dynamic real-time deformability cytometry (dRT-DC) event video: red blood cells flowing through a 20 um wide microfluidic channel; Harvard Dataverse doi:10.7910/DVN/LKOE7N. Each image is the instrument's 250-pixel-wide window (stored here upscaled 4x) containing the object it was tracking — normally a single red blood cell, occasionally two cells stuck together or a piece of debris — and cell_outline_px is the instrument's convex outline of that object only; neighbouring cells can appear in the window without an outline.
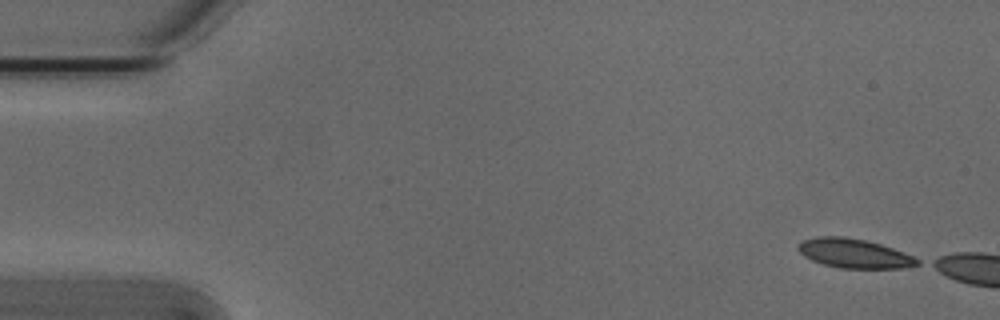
{"species": "Egyptian fruit bat (a non-hibernating species)", "species_latin": "Rousettus aegyptiacus", "temperature_condition": "cold", "stored_images_in_passage": 14, "camera_frame_rate_fps": 3000, "um_per_image_px": 0.085, "animal": {"sex": "male"}, "frame": {"image": 1, "passage_image": 1, "time_ms": 0.0, "image_size_px": [1000, 320], "cell_outline_px": [[920, 264], [908, 268], [840, 268], [824, 264], [812, 260], [804, 256], [796, 248], [796, 244], [804, 240], [816, 236], [844, 236], [864, 240], [880, 244], [904, 252], [920, 260]], "centroid_in_image_um": [72.6, 21.54], "position_along_channel_um": 12.4, "area_um2": 20.35}}
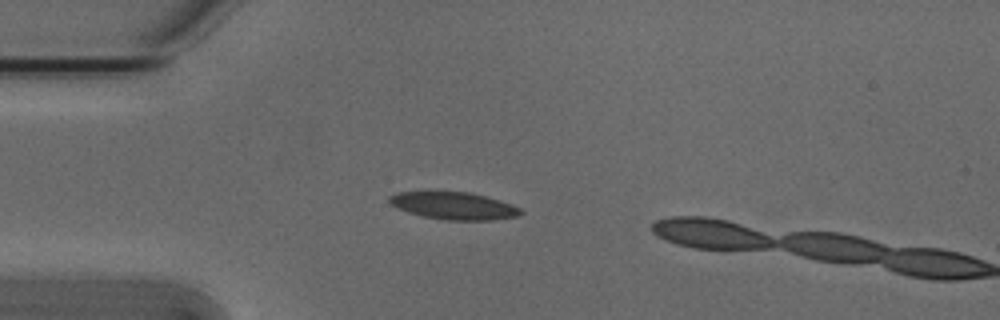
{"frame": {"image": 2, "passage_image": 12, "time_ms": 3.667, "image_size_px": [1000, 320], "cell_outline_px": [[524, 212], [516, 216], [492, 220], [444, 220], [424, 216], [408, 212], [392, 204], [388, 200], [388, 196], [396, 192], [468, 192], [484, 196], [512, 204], [520, 208]], "centroid_in_image_um": [38.58, 17.49], "position_along_channel_um": 46.4, "area_um2": 20.63}}